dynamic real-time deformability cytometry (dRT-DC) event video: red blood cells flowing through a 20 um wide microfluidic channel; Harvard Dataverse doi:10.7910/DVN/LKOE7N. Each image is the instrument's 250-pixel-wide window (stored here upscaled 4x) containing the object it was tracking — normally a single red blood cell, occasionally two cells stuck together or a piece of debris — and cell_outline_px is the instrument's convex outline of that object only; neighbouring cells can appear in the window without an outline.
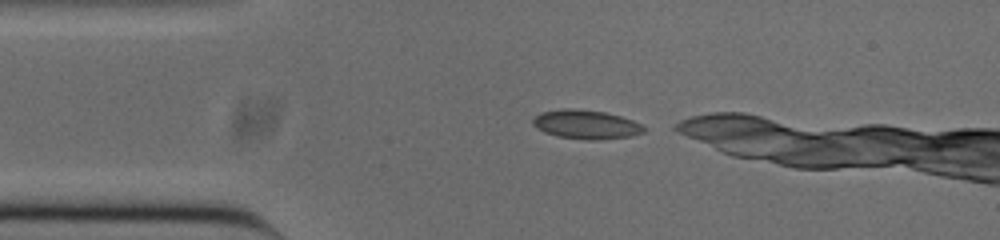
{"species": "common noctule bat (a hibernating species)", "species_latin": "Nyctalus noctula", "temperature_condition": "cold", "stored_images_in_passage": 5, "camera_frame_rate_fps": 3000, "um_per_image_px": 0.085, "animal": {"sex": "male", "body_mass_g": 20.0, "forearm_length_mm": 53.3}, "frame": {"image": 1, "passage_image": 1, "time_ms": 0.0, "image_size_px": [1000, 240], "cell_outline_px": [[648, 128], [644, 132], [632, 136], [596, 140], [588, 140], [556, 136], [544, 132], [532, 124], [532, 120], [540, 112], [564, 108], [572, 108], [604, 112], [620, 116], [632, 120]], "centroid_in_image_um": [49.82, 10.58], "position_along_channel_um": 35.2, "area_um2": 18.79}}